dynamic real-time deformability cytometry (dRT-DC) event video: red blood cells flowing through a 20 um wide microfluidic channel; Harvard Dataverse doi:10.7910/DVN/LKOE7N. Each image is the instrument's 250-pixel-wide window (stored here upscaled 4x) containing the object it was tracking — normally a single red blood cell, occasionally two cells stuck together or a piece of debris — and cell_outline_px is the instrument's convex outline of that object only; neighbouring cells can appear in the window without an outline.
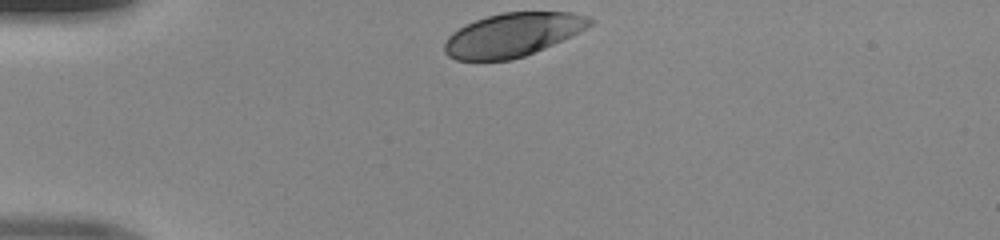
{"species": "human", "species_latin": "Homo sapiens", "temperature_condition": "room temperature", "stored_images_in_passage": 30, "camera_frame_rate_fps": 3000, "um_per_image_px": 0.085, "donor": {"sex": "male"}, "frame": {"image": 1, "passage_image": 1, "time_ms": 0.0, "image_size_px": [1000, 240], "cell_outline_px": [[592, 24], [544, 48], [524, 56], [512, 60], [456, 60], [448, 56], [444, 52], [444, 44], [448, 36], [452, 32], [464, 24], [488, 16], [504, 12], [572, 12], [588, 16], [592, 20]], "centroid_in_image_um": [43.51, 2.96], "position_along_channel_um": 41.5, "area_um2": 36.53}}
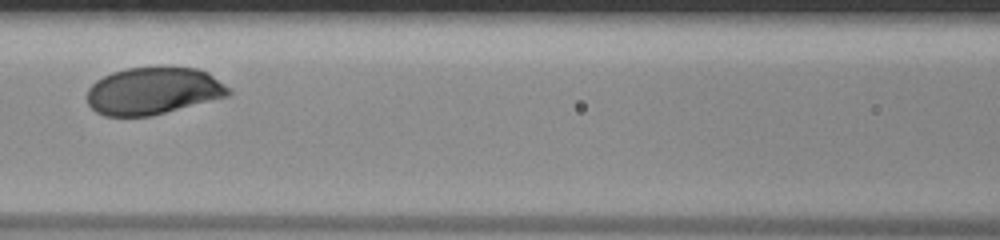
{"frame": {"image": 2, "passage_image": 12, "time_ms": 3.667, "image_size_px": [1000, 240], "cell_outline_px": [[232, 92], [228, 96], [152, 116], [104, 116], [96, 112], [88, 104], [88, 88], [96, 80], [112, 72], [128, 68], [196, 68], [208, 72], [232, 88]], "centroid_in_image_um": [13.05, 7.74], "position_along_channel_um": 153.6, "area_um2": 38.9}}
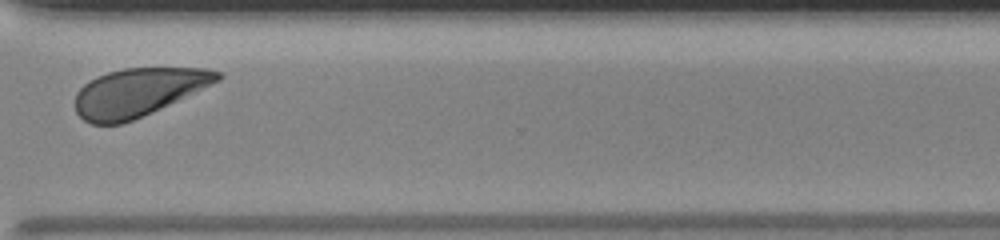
{"frame": {"image": 3, "passage_image": 27, "time_ms": 8.667, "image_size_px": [1000, 240], "cell_outline_px": [[224, 76], [220, 80], [168, 104], [132, 120], [120, 124], [92, 124], [84, 120], [76, 112], [76, 92], [88, 80], [96, 76], [108, 72], [124, 68], [204, 68], [220, 72]], "centroid_in_image_um": [11.7, 7.83], "position_along_channel_um": 358.9, "area_um2": 39.36}}